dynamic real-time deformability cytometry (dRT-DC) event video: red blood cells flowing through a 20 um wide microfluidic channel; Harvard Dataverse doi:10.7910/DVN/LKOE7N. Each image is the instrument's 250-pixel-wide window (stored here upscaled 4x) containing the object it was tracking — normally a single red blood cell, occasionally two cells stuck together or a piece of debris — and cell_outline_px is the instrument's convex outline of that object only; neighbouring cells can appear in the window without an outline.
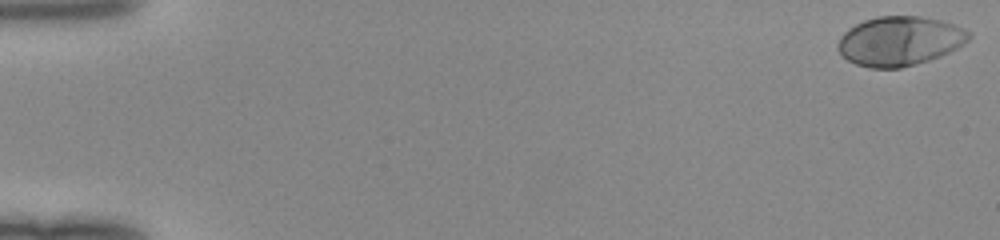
{"species": "human", "species_latin": "Homo sapiens", "temperature_condition": "room temperature", "stored_images_in_passage": 50, "camera_frame_rate_fps": 3000, "um_per_image_px": 0.085, "donor": {"sex": "female"}, "frame": {"image": 1, "passage_image": 1, "time_ms": 0.0, "image_size_px": [1000, 240], "cell_outline_px": [[972, 36], [968, 40], [956, 48], [940, 56], [916, 64], [900, 68], [868, 68], [856, 64], [848, 60], [836, 48], [836, 44], [840, 36], [848, 28], [864, 20], [876, 16], [920, 16], [940, 20], [964, 28], [972, 32]], "centroid_in_image_um": [76.45, 3.48], "position_along_channel_um": 8.5, "area_um2": 37.74}}
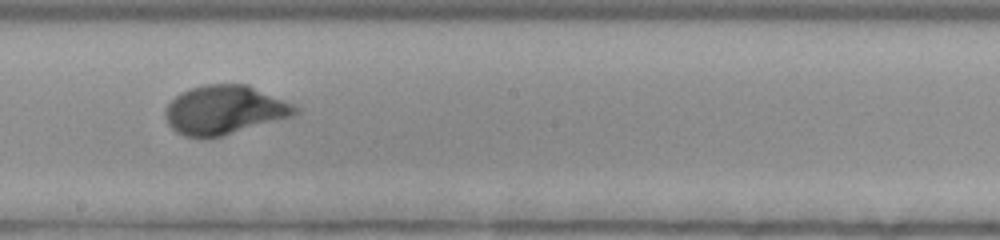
{"frame": {"image": 2, "passage_image": 29, "time_ms": 9.333, "image_size_px": [1000, 240], "cell_outline_px": [[300, 112], [292, 116], [224, 136], [200, 140], [184, 136], [176, 132], [168, 124], [164, 116], [164, 112], [168, 104], [180, 92], [188, 88], [204, 84], [248, 84], [296, 104], [300, 108]], "centroid_in_image_um": [19.09, 9.36], "position_along_channel_um": 229.1, "area_um2": 37.86}}
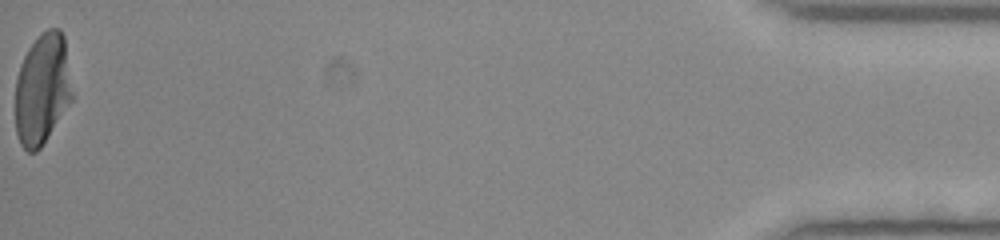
{"frame": {"image": 3, "passage_image": 50, "time_ms": 16.333, "image_size_px": [1000, 240], "cell_outline_px": [[72, 100], [40, 148], [36, 152], [28, 152], [20, 144], [16, 132], [16, 80], [20, 64], [28, 48], [48, 28], [60, 28], [64, 36], [72, 92]], "centroid_in_image_um": [3.59, 7.58], "position_along_channel_um": 431.6, "area_um2": 36.47}}